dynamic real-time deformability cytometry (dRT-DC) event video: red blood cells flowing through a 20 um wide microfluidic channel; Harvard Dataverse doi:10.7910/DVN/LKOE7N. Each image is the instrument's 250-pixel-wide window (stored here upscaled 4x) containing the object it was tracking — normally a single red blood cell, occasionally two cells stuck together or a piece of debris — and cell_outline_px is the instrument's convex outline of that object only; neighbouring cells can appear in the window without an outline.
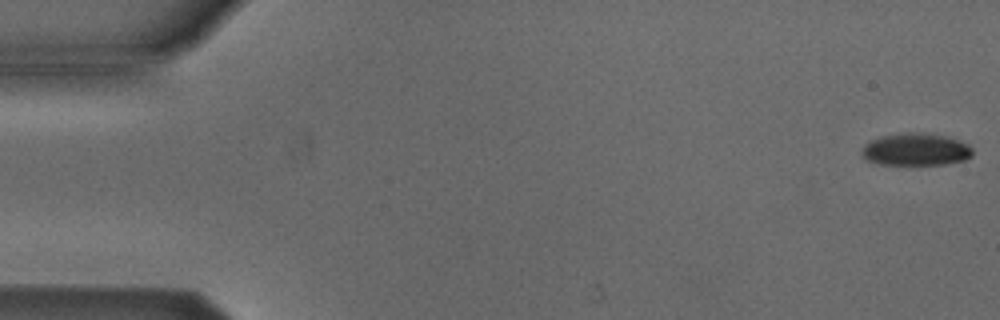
{"species": "Egyptian fruit bat (a non-hibernating species)", "species_latin": "Rousettus aegyptiacus", "temperature_condition": "cold", "stored_images_in_passage": 53, "camera_frame_rate_fps": 3000, "um_per_image_px": 0.085, "animal": {"sex": "male"}, "frame": {"image": 1, "passage_image": 1, "time_ms": 0.0, "image_size_px": [1000, 320], "cell_outline_px": [[972, 156], [964, 160], [944, 164], [880, 164], [868, 160], [860, 152], [864, 144], [872, 140], [884, 136], [908, 132], [924, 132], [948, 136], [968, 144], [972, 148]], "centroid_in_image_um": [77.87, 12.69], "position_along_channel_um": 7.1, "area_um2": 20.81}}
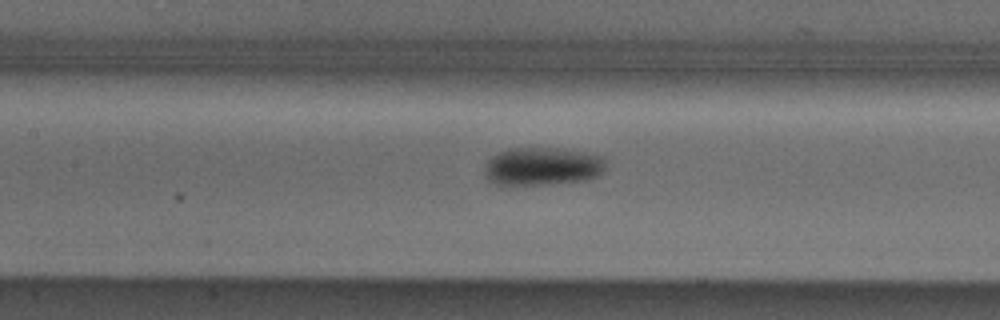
{"frame": {"image": 2, "passage_image": 24, "time_ms": 7.667, "image_size_px": [1000, 320], "cell_outline_px": [[604, 172], [600, 176], [588, 180], [544, 184], [496, 184], [488, 180], [484, 176], [484, 172], [488, 160], [492, 156], [508, 148], [564, 148], [604, 156]], "centroid_in_image_um": [46.14, 14.13], "position_along_channel_um": 161.3, "area_um2": 27.05}}
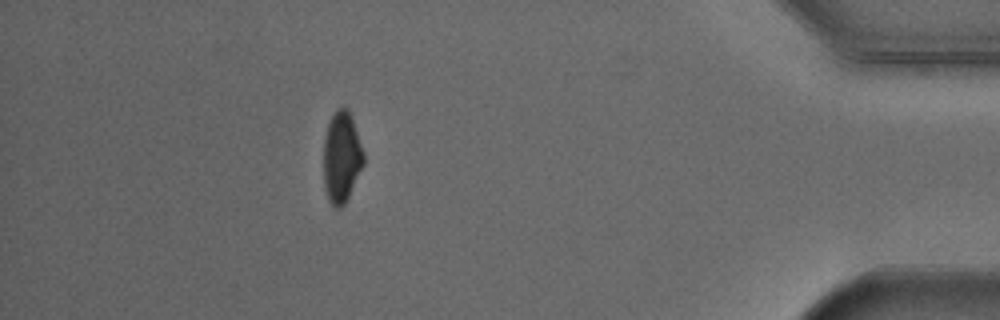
{"frame": {"image": 3, "passage_image": 47, "time_ms": 15.333, "image_size_px": [1000, 320], "cell_outline_px": [[364, 164], [344, 204], [340, 208], [336, 208], [328, 200], [324, 188], [324, 136], [328, 124], [336, 108], [344, 104], [348, 108], [364, 152]], "centroid_in_image_um": [29.03, 13.32], "position_along_channel_um": 406.2, "area_um2": 21.27}, "authors_computed_cell_mechanics": {"area_um2": 23.6402, "velocity_mm_per_s": 3.8938, "shape_relaxation_time_tau1_ms": 3.6268, "shape_relaxation_time_tau2_ms": null, "deformation_change_tau1": 0.1087, "deformation_change_tau2": null}}